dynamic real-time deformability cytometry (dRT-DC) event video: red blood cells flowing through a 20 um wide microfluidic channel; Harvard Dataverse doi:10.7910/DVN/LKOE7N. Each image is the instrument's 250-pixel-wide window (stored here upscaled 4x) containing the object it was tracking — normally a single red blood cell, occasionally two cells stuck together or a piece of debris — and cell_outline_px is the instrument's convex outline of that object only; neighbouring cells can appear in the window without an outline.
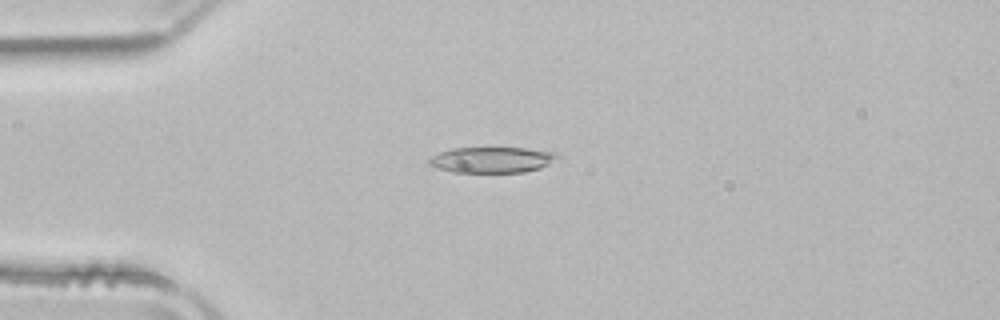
{"species": "common noctule bat (a hibernating species)", "species_latin": "Nyctalus noctula", "temperature_condition": "room temperature", "stored_images_in_passage": 42, "camera_frame_rate_fps": 3000, "um_per_image_px": 0.085, "animal": {"sex": "male", "body_mass_g": 21.5, "forearm_length_mm": 52.0}, "frame": {"image": 1, "passage_image": 3, "time_ms": 0.667, "image_size_px": [1000, 320], "cell_outline_px": [[560, 156], [548, 164], [540, 168], [524, 172], [452, 172], [428, 164], [428, 160], [432, 156], [440, 152], [452, 148], [524, 148], [556, 152]], "centroid_in_image_um": [41.82, 13.58], "position_along_channel_um": 43.2, "area_um2": 19.13}}
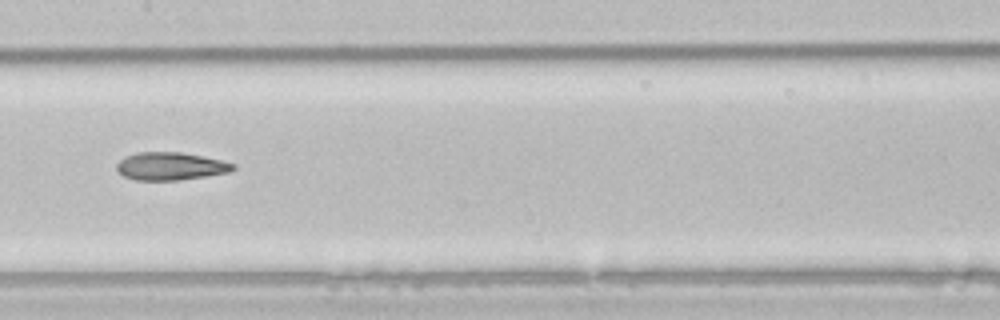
{"frame": {"image": 2, "passage_image": 16, "time_ms": 5.0, "image_size_px": [1000, 320], "cell_outline_px": [[236, 168], [228, 172], [204, 176], [176, 180], [136, 180], [124, 176], [116, 168], [116, 164], [124, 156], [136, 152], [180, 152], [220, 160], [236, 164]], "centroid_in_image_um": [14.46, 14.12], "position_along_channel_um": 192.9, "area_um2": 18.67}}
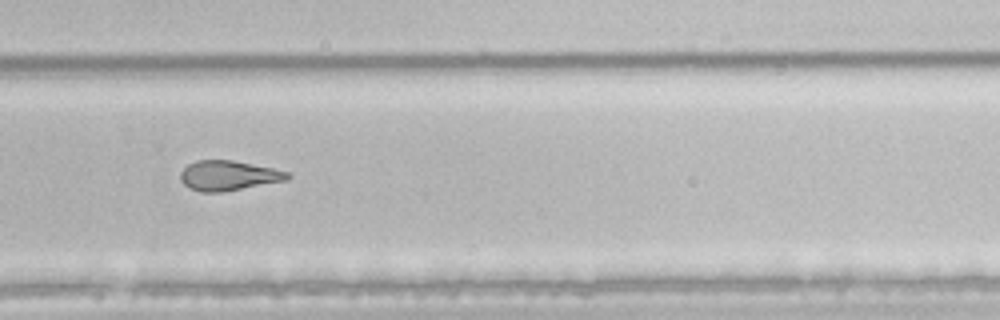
{"frame": {"image": 3, "passage_image": 25, "time_ms": 8.0, "image_size_px": [1000, 320], "cell_outline_px": [[292, 176], [288, 180], [224, 192], [200, 192], [184, 184], [180, 180], [180, 172], [188, 164], [196, 160], [232, 160], [272, 168], [288, 172]], "centroid_in_image_um": [19.42, 14.93], "position_along_channel_um": 310.4, "area_um2": 18.67}, "authors_computed_cell_mechanics": {"area_um2": 19.4497, "velocity_mm_per_s": 3.9385, "shape_relaxation_time_tau1_ms": 7.3956, "shape_relaxation_time_tau2_ms": 3.6738, "deformation_change_tau1": 0.2103, "deformation_change_tau2": 0.1316}}